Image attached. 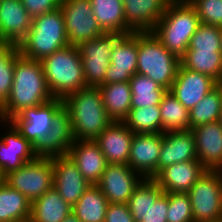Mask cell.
I'll list each match as a JSON object with an SVG mask.
<instances>
[{"label":"cell","mask_w":222,"mask_h":222,"mask_svg":"<svg viewBox=\"0 0 222 222\" xmlns=\"http://www.w3.org/2000/svg\"><path fill=\"white\" fill-rule=\"evenodd\" d=\"M138 32L124 34L114 45L105 84L129 82L137 73Z\"/></svg>","instance_id":"obj_14"},{"label":"cell","mask_w":222,"mask_h":222,"mask_svg":"<svg viewBox=\"0 0 222 222\" xmlns=\"http://www.w3.org/2000/svg\"><path fill=\"white\" fill-rule=\"evenodd\" d=\"M195 8L200 22L222 28V0H188Z\"/></svg>","instance_id":"obj_40"},{"label":"cell","mask_w":222,"mask_h":222,"mask_svg":"<svg viewBox=\"0 0 222 222\" xmlns=\"http://www.w3.org/2000/svg\"><path fill=\"white\" fill-rule=\"evenodd\" d=\"M218 122L222 125V109H221V112H220V115H219Z\"/></svg>","instance_id":"obj_45"},{"label":"cell","mask_w":222,"mask_h":222,"mask_svg":"<svg viewBox=\"0 0 222 222\" xmlns=\"http://www.w3.org/2000/svg\"><path fill=\"white\" fill-rule=\"evenodd\" d=\"M63 106V99L53 98L42 105L24 108L9 121L26 140L35 146L50 131L54 115Z\"/></svg>","instance_id":"obj_12"},{"label":"cell","mask_w":222,"mask_h":222,"mask_svg":"<svg viewBox=\"0 0 222 222\" xmlns=\"http://www.w3.org/2000/svg\"><path fill=\"white\" fill-rule=\"evenodd\" d=\"M53 99L42 64L15 53L13 84L6 101L0 106V120L9 121L24 108L35 107Z\"/></svg>","instance_id":"obj_1"},{"label":"cell","mask_w":222,"mask_h":222,"mask_svg":"<svg viewBox=\"0 0 222 222\" xmlns=\"http://www.w3.org/2000/svg\"><path fill=\"white\" fill-rule=\"evenodd\" d=\"M123 35V33H104L77 47L83 64L86 86L98 87L105 84V74L111 65L113 47Z\"/></svg>","instance_id":"obj_9"},{"label":"cell","mask_w":222,"mask_h":222,"mask_svg":"<svg viewBox=\"0 0 222 222\" xmlns=\"http://www.w3.org/2000/svg\"><path fill=\"white\" fill-rule=\"evenodd\" d=\"M129 83L132 92L131 108L159 105L168 91L148 76L138 73L132 76Z\"/></svg>","instance_id":"obj_33"},{"label":"cell","mask_w":222,"mask_h":222,"mask_svg":"<svg viewBox=\"0 0 222 222\" xmlns=\"http://www.w3.org/2000/svg\"><path fill=\"white\" fill-rule=\"evenodd\" d=\"M67 155L91 185L100 181L108 165L94 140H74Z\"/></svg>","instance_id":"obj_23"},{"label":"cell","mask_w":222,"mask_h":222,"mask_svg":"<svg viewBox=\"0 0 222 222\" xmlns=\"http://www.w3.org/2000/svg\"><path fill=\"white\" fill-rule=\"evenodd\" d=\"M162 133L190 130L189 110L167 91L159 104Z\"/></svg>","instance_id":"obj_34"},{"label":"cell","mask_w":222,"mask_h":222,"mask_svg":"<svg viewBox=\"0 0 222 222\" xmlns=\"http://www.w3.org/2000/svg\"><path fill=\"white\" fill-rule=\"evenodd\" d=\"M137 73L148 76L166 90L176 78L180 59L168 51L152 32H138Z\"/></svg>","instance_id":"obj_6"},{"label":"cell","mask_w":222,"mask_h":222,"mask_svg":"<svg viewBox=\"0 0 222 222\" xmlns=\"http://www.w3.org/2000/svg\"><path fill=\"white\" fill-rule=\"evenodd\" d=\"M105 222H134L128 204L109 203L106 210Z\"/></svg>","instance_id":"obj_42"},{"label":"cell","mask_w":222,"mask_h":222,"mask_svg":"<svg viewBox=\"0 0 222 222\" xmlns=\"http://www.w3.org/2000/svg\"><path fill=\"white\" fill-rule=\"evenodd\" d=\"M171 0H122L126 26L132 32H151Z\"/></svg>","instance_id":"obj_24"},{"label":"cell","mask_w":222,"mask_h":222,"mask_svg":"<svg viewBox=\"0 0 222 222\" xmlns=\"http://www.w3.org/2000/svg\"><path fill=\"white\" fill-rule=\"evenodd\" d=\"M93 16L105 33L130 34L126 26L122 0H90Z\"/></svg>","instance_id":"obj_29"},{"label":"cell","mask_w":222,"mask_h":222,"mask_svg":"<svg viewBox=\"0 0 222 222\" xmlns=\"http://www.w3.org/2000/svg\"><path fill=\"white\" fill-rule=\"evenodd\" d=\"M222 109V84H218L189 111L190 130L197 126L216 122Z\"/></svg>","instance_id":"obj_36"},{"label":"cell","mask_w":222,"mask_h":222,"mask_svg":"<svg viewBox=\"0 0 222 222\" xmlns=\"http://www.w3.org/2000/svg\"><path fill=\"white\" fill-rule=\"evenodd\" d=\"M21 2L32 18L53 12L60 7V0H21Z\"/></svg>","instance_id":"obj_41"},{"label":"cell","mask_w":222,"mask_h":222,"mask_svg":"<svg viewBox=\"0 0 222 222\" xmlns=\"http://www.w3.org/2000/svg\"><path fill=\"white\" fill-rule=\"evenodd\" d=\"M198 161L207 170H222V125L216 121L192 128Z\"/></svg>","instance_id":"obj_20"},{"label":"cell","mask_w":222,"mask_h":222,"mask_svg":"<svg viewBox=\"0 0 222 222\" xmlns=\"http://www.w3.org/2000/svg\"><path fill=\"white\" fill-rule=\"evenodd\" d=\"M144 178L128 165L108 164L96 184L109 203L127 204L134 189Z\"/></svg>","instance_id":"obj_13"},{"label":"cell","mask_w":222,"mask_h":222,"mask_svg":"<svg viewBox=\"0 0 222 222\" xmlns=\"http://www.w3.org/2000/svg\"><path fill=\"white\" fill-rule=\"evenodd\" d=\"M32 24V17L27 13L21 0L0 1V38L2 44L18 46L26 37Z\"/></svg>","instance_id":"obj_21"},{"label":"cell","mask_w":222,"mask_h":222,"mask_svg":"<svg viewBox=\"0 0 222 222\" xmlns=\"http://www.w3.org/2000/svg\"><path fill=\"white\" fill-rule=\"evenodd\" d=\"M181 65L191 71L208 75L222 84V53L206 49H187Z\"/></svg>","instance_id":"obj_30"},{"label":"cell","mask_w":222,"mask_h":222,"mask_svg":"<svg viewBox=\"0 0 222 222\" xmlns=\"http://www.w3.org/2000/svg\"><path fill=\"white\" fill-rule=\"evenodd\" d=\"M217 85L208 75L188 70L180 64L169 91L190 111Z\"/></svg>","instance_id":"obj_18"},{"label":"cell","mask_w":222,"mask_h":222,"mask_svg":"<svg viewBox=\"0 0 222 222\" xmlns=\"http://www.w3.org/2000/svg\"><path fill=\"white\" fill-rule=\"evenodd\" d=\"M0 121V125H8L9 129L0 137V170L5 176L26 162L34 160L37 155L34 146L20 134L10 121Z\"/></svg>","instance_id":"obj_16"},{"label":"cell","mask_w":222,"mask_h":222,"mask_svg":"<svg viewBox=\"0 0 222 222\" xmlns=\"http://www.w3.org/2000/svg\"><path fill=\"white\" fill-rule=\"evenodd\" d=\"M167 222H194L187 193H168Z\"/></svg>","instance_id":"obj_39"},{"label":"cell","mask_w":222,"mask_h":222,"mask_svg":"<svg viewBox=\"0 0 222 222\" xmlns=\"http://www.w3.org/2000/svg\"><path fill=\"white\" fill-rule=\"evenodd\" d=\"M74 140H95L114 121L107 115L99 87L87 86L63 99Z\"/></svg>","instance_id":"obj_2"},{"label":"cell","mask_w":222,"mask_h":222,"mask_svg":"<svg viewBox=\"0 0 222 222\" xmlns=\"http://www.w3.org/2000/svg\"><path fill=\"white\" fill-rule=\"evenodd\" d=\"M123 123L135 134L162 133L160 107L131 108Z\"/></svg>","instance_id":"obj_35"},{"label":"cell","mask_w":222,"mask_h":222,"mask_svg":"<svg viewBox=\"0 0 222 222\" xmlns=\"http://www.w3.org/2000/svg\"><path fill=\"white\" fill-rule=\"evenodd\" d=\"M200 24L188 0H171L151 32L168 51L181 59Z\"/></svg>","instance_id":"obj_3"},{"label":"cell","mask_w":222,"mask_h":222,"mask_svg":"<svg viewBox=\"0 0 222 222\" xmlns=\"http://www.w3.org/2000/svg\"><path fill=\"white\" fill-rule=\"evenodd\" d=\"M68 45L64 18L59 7L53 12L33 17L29 32L17 47L25 58L41 61Z\"/></svg>","instance_id":"obj_5"},{"label":"cell","mask_w":222,"mask_h":222,"mask_svg":"<svg viewBox=\"0 0 222 222\" xmlns=\"http://www.w3.org/2000/svg\"><path fill=\"white\" fill-rule=\"evenodd\" d=\"M61 222H81V221L72 212L71 214L66 216Z\"/></svg>","instance_id":"obj_43"},{"label":"cell","mask_w":222,"mask_h":222,"mask_svg":"<svg viewBox=\"0 0 222 222\" xmlns=\"http://www.w3.org/2000/svg\"><path fill=\"white\" fill-rule=\"evenodd\" d=\"M133 135L123 122H113L94 141L108 164L127 165Z\"/></svg>","instance_id":"obj_25"},{"label":"cell","mask_w":222,"mask_h":222,"mask_svg":"<svg viewBox=\"0 0 222 222\" xmlns=\"http://www.w3.org/2000/svg\"><path fill=\"white\" fill-rule=\"evenodd\" d=\"M222 28L201 23L190 40L188 49L220 51Z\"/></svg>","instance_id":"obj_38"},{"label":"cell","mask_w":222,"mask_h":222,"mask_svg":"<svg viewBox=\"0 0 222 222\" xmlns=\"http://www.w3.org/2000/svg\"><path fill=\"white\" fill-rule=\"evenodd\" d=\"M53 187L72 207L91 185L68 155L52 157Z\"/></svg>","instance_id":"obj_17"},{"label":"cell","mask_w":222,"mask_h":222,"mask_svg":"<svg viewBox=\"0 0 222 222\" xmlns=\"http://www.w3.org/2000/svg\"><path fill=\"white\" fill-rule=\"evenodd\" d=\"M127 204L134 222H167L168 193L153 179H143Z\"/></svg>","instance_id":"obj_11"},{"label":"cell","mask_w":222,"mask_h":222,"mask_svg":"<svg viewBox=\"0 0 222 222\" xmlns=\"http://www.w3.org/2000/svg\"><path fill=\"white\" fill-rule=\"evenodd\" d=\"M220 52L222 53V33H221V40H220Z\"/></svg>","instance_id":"obj_46"},{"label":"cell","mask_w":222,"mask_h":222,"mask_svg":"<svg viewBox=\"0 0 222 222\" xmlns=\"http://www.w3.org/2000/svg\"><path fill=\"white\" fill-rule=\"evenodd\" d=\"M31 202L7 183L0 185V222H29Z\"/></svg>","instance_id":"obj_31"},{"label":"cell","mask_w":222,"mask_h":222,"mask_svg":"<svg viewBox=\"0 0 222 222\" xmlns=\"http://www.w3.org/2000/svg\"><path fill=\"white\" fill-rule=\"evenodd\" d=\"M108 204L102 190L94 184L83 193L72 212L81 222H105Z\"/></svg>","instance_id":"obj_32"},{"label":"cell","mask_w":222,"mask_h":222,"mask_svg":"<svg viewBox=\"0 0 222 222\" xmlns=\"http://www.w3.org/2000/svg\"><path fill=\"white\" fill-rule=\"evenodd\" d=\"M187 194L194 222H222V170H206Z\"/></svg>","instance_id":"obj_7"},{"label":"cell","mask_w":222,"mask_h":222,"mask_svg":"<svg viewBox=\"0 0 222 222\" xmlns=\"http://www.w3.org/2000/svg\"><path fill=\"white\" fill-rule=\"evenodd\" d=\"M74 142L69 111L63 106L53 117L50 131L34 146L37 157L67 155Z\"/></svg>","instance_id":"obj_19"},{"label":"cell","mask_w":222,"mask_h":222,"mask_svg":"<svg viewBox=\"0 0 222 222\" xmlns=\"http://www.w3.org/2000/svg\"><path fill=\"white\" fill-rule=\"evenodd\" d=\"M18 47L13 44H0V106L9 96L14 76L15 53Z\"/></svg>","instance_id":"obj_37"},{"label":"cell","mask_w":222,"mask_h":222,"mask_svg":"<svg viewBox=\"0 0 222 222\" xmlns=\"http://www.w3.org/2000/svg\"><path fill=\"white\" fill-rule=\"evenodd\" d=\"M5 176L2 174V171L0 170V185L4 182Z\"/></svg>","instance_id":"obj_44"},{"label":"cell","mask_w":222,"mask_h":222,"mask_svg":"<svg viewBox=\"0 0 222 222\" xmlns=\"http://www.w3.org/2000/svg\"><path fill=\"white\" fill-rule=\"evenodd\" d=\"M68 43L78 47L105 32L93 16L90 0H60Z\"/></svg>","instance_id":"obj_10"},{"label":"cell","mask_w":222,"mask_h":222,"mask_svg":"<svg viewBox=\"0 0 222 222\" xmlns=\"http://www.w3.org/2000/svg\"><path fill=\"white\" fill-rule=\"evenodd\" d=\"M4 182L32 202L53 186L52 158L36 157L26 162L17 170L6 174Z\"/></svg>","instance_id":"obj_8"},{"label":"cell","mask_w":222,"mask_h":222,"mask_svg":"<svg viewBox=\"0 0 222 222\" xmlns=\"http://www.w3.org/2000/svg\"><path fill=\"white\" fill-rule=\"evenodd\" d=\"M185 161H198L191 130L162 133L158 172L166 166Z\"/></svg>","instance_id":"obj_26"},{"label":"cell","mask_w":222,"mask_h":222,"mask_svg":"<svg viewBox=\"0 0 222 222\" xmlns=\"http://www.w3.org/2000/svg\"><path fill=\"white\" fill-rule=\"evenodd\" d=\"M207 169L199 161L166 166L152 179L165 193H187Z\"/></svg>","instance_id":"obj_22"},{"label":"cell","mask_w":222,"mask_h":222,"mask_svg":"<svg viewBox=\"0 0 222 222\" xmlns=\"http://www.w3.org/2000/svg\"><path fill=\"white\" fill-rule=\"evenodd\" d=\"M72 208L52 186L41 197L31 202L29 222H61L72 213Z\"/></svg>","instance_id":"obj_27"},{"label":"cell","mask_w":222,"mask_h":222,"mask_svg":"<svg viewBox=\"0 0 222 222\" xmlns=\"http://www.w3.org/2000/svg\"><path fill=\"white\" fill-rule=\"evenodd\" d=\"M107 115L114 122H123L131 109L132 92L129 82L98 86Z\"/></svg>","instance_id":"obj_28"},{"label":"cell","mask_w":222,"mask_h":222,"mask_svg":"<svg viewBox=\"0 0 222 222\" xmlns=\"http://www.w3.org/2000/svg\"><path fill=\"white\" fill-rule=\"evenodd\" d=\"M40 62L53 98L64 99L67 95L87 87L77 47L68 45L44 57Z\"/></svg>","instance_id":"obj_4"},{"label":"cell","mask_w":222,"mask_h":222,"mask_svg":"<svg viewBox=\"0 0 222 222\" xmlns=\"http://www.w3.org/2000/svg\"><path fill=\"white\" fill-rule=\"evenodd\" d=\"M161 145L162 133H134L127 165L144 179H152L158 173Z\"/></svg>","instance_id":"obj_15"}]
</instances>
